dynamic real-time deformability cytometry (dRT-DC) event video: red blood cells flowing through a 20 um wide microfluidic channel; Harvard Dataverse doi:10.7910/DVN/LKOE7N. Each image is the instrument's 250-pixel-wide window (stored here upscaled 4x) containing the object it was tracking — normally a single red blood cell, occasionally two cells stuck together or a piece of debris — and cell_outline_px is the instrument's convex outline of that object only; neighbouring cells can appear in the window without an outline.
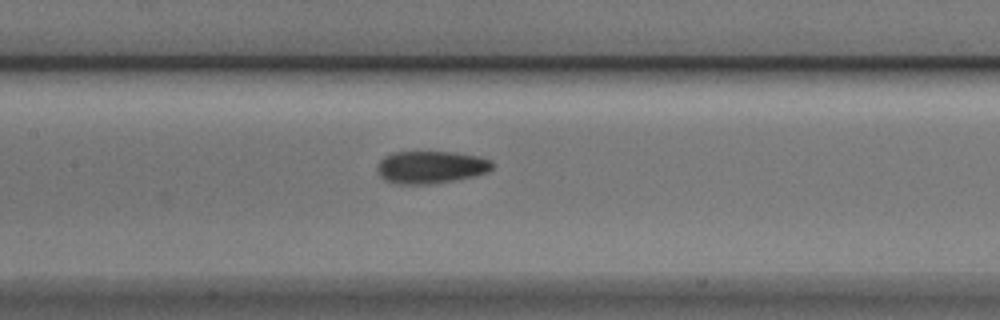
{"species": "Egyptian fruit bat (a non-hibernating species)", "species_latin": "Rousettus aegyptiacus", "temperature_condition": "cold", "stored_images_in_passage": 8, "camera_frame_rate_fps": 3000, "um_per_image_px": 0.085, "animal": {"sex": "male"}, "frame": {"image": 1, "passage_image": 8, "time_ms": 2.333, "image_size_px": [1000, 320], "cell_outline_px": [[496, 164], [488, 172], [476, 176], [456, 180], [428, 184], [396, 184], [384, 180], [380, 176], [376, 168], [376, 164], [384, 156], [392, 152], [452, 152], [480, 156], [492, 160]], "centroid_in_image_um": [36.64, 14.21], "position_along_channel_um": 170.8, "area_um2": 22.2}}